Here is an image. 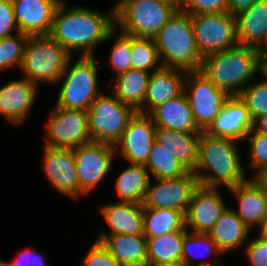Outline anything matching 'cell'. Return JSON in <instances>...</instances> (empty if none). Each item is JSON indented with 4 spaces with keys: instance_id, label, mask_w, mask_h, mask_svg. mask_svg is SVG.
I'll return each instance as SVG.
<instances>
[{
    "instance_id": "obj_17",
    "label": "cell",
    "mask_w": 267,
    "mask_h": 266,
    "mask_svg": "<svg viewBox=\"0 0 267 266\" xmlns=\"http://www.w3.org/2000/svg\"><path fill=\"white\" fill-rule=\"evenodd\" d=\"M155 129L156 125L148 115L137 112L115 144V149L120 145V153L129 163L145 165L154 142Z\"/></svg>"
},
{
    "instance_id": "obj_15",
    "label": "cell",
    "mask_w": 267,
    "mask_h": 266,
    "mask_svg": "<svg viewBox=\"0 0 267 266\" xmlns=\"http://www.w3.org/2000/svg\"><path fill=\"white\" fill-rule=\"evenodd\" d=\"M226 208L217 188L198 185L185 213L186 228L209 233Z\"/></svg>"
},
{
    "instance_id": "obj_31",
    "label": "cell",
    "mask_w": 267,
    "mask_h": 266,
    "mask_svg": "<svg viewBox=\"0 0 267 266\" xmlns=\"http://www.w3.org/2000/svg\"><path fill=\"white\" fill-rule=\"evenodd\" d=\"M144 236L153 238L169 232L188 230L185 214L170 208L143 209Z\"/></svg>"
},
{
    "instance_id": "obj_23",
    "label": "cell",
    "mask_w": 267,
    "mask_h": 266,
    "mask_svg": "<svg viewBox=\"0 0 267 266\" xmlns=\"http://www.w3.org/2000/svg\"><path fill=\"white\" fill-rule=\"evenodd\" d=\"M121 266H147V238L143 235H108L101 232L97 237Z\"/></svg>"
},
{
    "instance_id": "obj_48",
    "label": "cell",
    "mask_w": 267,
    "mask_h": 266,
    "mask_svg": "<svg viewBox=\"0 0 267 266\" xmlns=\"http://www.w3.org/2000/svg\"><path fill=\"white\" fill-rule=\"evenodd\" d=\"M260 232L258 233L261 238L267 240V218L262 222V224L259 226Z\"/></svg>"
},
{
    "instance_id": "obj_19",
    "label": "cell",
    "mask_w": 267,
    "mask_h": 266,
    "mask_svg": "<svg viewBox=\"0 0 267 266\" xmlns=\"http://www.w3.org/2000/svg\"><path fill=\"white\" fill-rule=\"evenodd\" d=\"M235 19L238 45L267 50V0H257Z\"/></svg>"
},
{
    "instance_id": "obj_41",
    "label": "cell",
    "mask_w": 267,
    "mask_h": 266,
    "mask_svg": "<svg viewBox=\"0 0 267 266\" xmlns=\"http://www.w3.org/2000/svg\"><path fill=\"white\" fill-rule=\"evenodd\" d=\"M13 29L18 31L12 0H0V39L12 35Z\"/></svg>"
},
{
    "instance_id": "obj_49",
    "label": "cell",
    "mask_w": 267,
    "mask_h": 266,
    "mask_svg": "<svg viewBox=\"0 0 267 266\" xmlns=\"http://www.w3.org/2000/svg\"><path fill=\"white\" fill-rule=\"evenodd\" d=\"M160 1H164L173 5L177 10H180L184 3V0H160Z\"/></svg>"
},
{
    "instance_id": "obj_14",
    "label": "cell",
    "mask_w": 267,
    "mask_h": 266,
    "mask_svg": "<svg viewBox=\"0 0 267 266\" xmlns=\"http://www.w3.org/2000/svg\"><path fill=\"white\" fill-rule=\"evenodd\" d=\"M43 169L48 180L60 193L78 198V176L73 149L44 147Z\"/></svg>"
},
{
    "instance_id": "obj_46",
    "label": "cell",
    "mask_w": 267,
    "mask_h": 266,
    "mask_svg": "<svg viewBox=\"0 0 267 266\" xmlns=\"http://www.w3.org/2000/svg\"><path fill=\"white\" fill-rule=\"evenodd\" d=\"M258 125V127H257ZM253 129L258 132L267 135V115L261 116L253 122Z\"/></svg>"
},
{
    "instance_id": "obj_6",
    "label": "cell",
    "mask_w": 267,
    "mask_h": 266,
    "mask_svg": "<svg viewBox=\"0 0 267 266\" xmlns=\"http://www.w3.org/2000/svg\"><path fill=\"white\" fill-rule=\"evenodd\" d=\"M114 9L115 27L137 38H154L177 10L160 0H119Z\"/></svg>"
},
{
    "instance_id": "obj_3",
    "label": "cell",
    "mask_w": 267,
    "mask_h": 266,
    "mask_svg": "<svg viewBox=\"0 0 267 266\" xmlns=\"http://www.w3.org/2000/svg\"><path fill=\"white\" fill-rule=\"evenodd\" d=\"M261 50L237 45L203 58L200 72L228 96H239L242 85L259 71Z\"/></svg>"
},
{
    "instance_id": "obj_39",
    "label": "cell",
    "mask_w": 267,
    "mask_h": 266,
    "mask_svg": "<svg viewBox=\"0 0 267 266\" xmlns=\"http://www.w3.org/2000/svg\"><path fill=\"white\" fill-rule=\"evenodd\" d=\"M181 10L190 15L227 13V0H184Z\"/></svg>"
},
{
    "instance_id": "obj_33",
    "label": "cell",
    "mask_w": 267,
    "mask_h": 266,
    "mask_svg": "<svg viewBox=\"0 0 267 266\" xmlns=\"http://www.w3.org/2000/svg\"><path fill=\"white\" fill-rule=\"evenodd\" d=\"M131 68L149 72L162 67L153 38L132 37ZM159 63V64H158Z\"/></svg>"
},
{
    "instance_id": "obj_35",
    "label": "cell",
    "mask_w": 267,
    "mask_h": 266,
    "mask_svg": "<svg viewBox=\"0 0 267 266\" xmlns=\"http://www.w3.org/2000/svg\"><path fill=\"white\" fill-rule=\"evenodd\" d=\"M16 35L17 38L10 35L0 39V70L21 65L24 47L29 36L19 31Z\"/></svg>"
},
{
    "instance_id": "obj_4",
    "label": "cell",
    "mask_w": 267,
    "mask_h": 266,
    "mask_svg": "<svg viewBox=\"0 0 267 266\" xmlns=\"http://www.w3.org/2000/svg\"><path fill=\"white\" fill-rule=\"evenodd\" d=\"M153 39L162 67L200 71L203 58L195 43L189 13L176 10Z\"/></svg>"
},
{
    "instance_id": "obj_13",
    "label": "cell",
    "mask_w": 267,
    "mask_h": 266,
    "mask_svg": "<svg viewBox=\"0 0 267 266\" xmlns=\"http://www.w3.org/2000/svg\"><path fill=\"white\" fill-rule=\"evenodd\" d=\"M158 184L151 187L149 181L145 198L142 202L144 209L170 208L186 213L194 190L199 181L194 172L171 179H158Z\"/></svg>"
},
{
    "instance_id": "obj_24",
    "label": "cell",
    "mask_w": 267,
    "mask_h": 266,
    "mask_svg": "<svg viewBox=\"0 0 267 266\" xmlns=\"http://www.w3.org/2000/svg\"><path fill=\"white\" fill-rule=\"evenodd\" d=\"M201 133H186L156 127L154 141L166 149L189 172H194L198 162V142Z\"/></svg>"
},
{
    "instance_id": "obj_5",
    "label": "cell",
    "mask_w": 267,
    "mask_h": 266,
    "mask_svg": "<svg viewBox=\"0 0 267 266\" xmlns=\"http://www.w3.org/2000/svg\"><path fill=\"white\" fill-rule=\"evenodd\" d=\"M71 54L49 35L29 36L24 47L20 68L27 80L34 84L40 81L57 82Z\"/></svg>"
},
{
    "instance_id": "obj_42",
    "label": "cell",
    "mask_w": 267,
    "mask_h": 266,
    "mask_svg": "<svg viewBox=\"0 0 267 266\" xmlns=\"http://www.w3.org/2000/svg\"><path fill=\"white\" fill-rule=\"evenodd\" d=\"M246 250L252 266H267V240L258 236L248 244Z\"/></svg>"
},
{
    "instance_id": "obj_9",
    "label": "cell",
    "mask_w": 267,
    "mask_h": 266,
    "mask_svg": "<svg viewBox=\"0 0 267 266\" xmlns=\"http://www.w3.org/2000/svg\"><path fill=\"white\" fill-rule=\"evenodd\" d=\"M195 43L201 57L238 45L235 16L227 13L191 15Z\"/></svg>"
},
{
    "instance_id": "obj_47",
    "label": "cell",
    "mask_w": 267,
    "mask_h": 266,
    "mask_svg": "<svg viewBox=\"0 0 267 266\" xmlns=\"http://www.w3.org/2000/svg\"><path fill=\"white\" fill-rule=\"evenodd\" d=\"M259 72L265 76L264 81L267 82V50L261 51L259 59Z\"/></svg>"
},
{
    "instance_id": "obj_38",
    "label": "cell",
    "mask_w": 267,
    "mask_h": 266,
    "mask_svg": "<svg viewBox=\"0 0 267 266\" xmlns=\"http://www.w3.org/2000/svg\"><path fill=\"white\" fill-rule=\"evenodd\" d=\"M253 135L249 138L251 159L250 164L256 171L259 172L261 169L267 166V135L258 133L252 129L249 134Z\"/></svg>"
},
{
    "instance_id": "obj_22",
    "label": "cell",
    "mask_w": 267,
    "mask_h": 266,
    "mask_svg": "<svg viewBox=\"0 0 267 266\" xmlns=\"http://www.w3.org/2000/svg\"><path fill=\"white\" fill-rule=\"evenodd\" d=\"M148 116L156 127L186 133H202L197 126L189 101L184 92L168 102L155 107Z\"/></svg>"
},
{
    "instance_id": "obj_29",
    "label": "cell",
    "mask_w": 267,
    "mask_h": 266,
    "mask_svg": "<svg viewBox=\"0 0 267 266\" xmlns=\"http://www.w3.org/2000/svg\"><path fill=\"white\" fill-rule=\"evenodd\" d=\"M187 231L179 230L147 238L148 265L182 263L183 238Z\"/></svg>"
},
{
    "instance_id": "obj_51",
    "label": "cell",
    "mask_w": 267,
    "mask_h": 266,
    "mask_svg": "<svg viewBox=\"0 0 267 266\" xmlns=\"http://www.w3.org/2000/svg\"><path fill=\"white\" fill-rule=\"evenodd\" d=\"M0 266H9L8 262H4L0 260Z\"/></svg>"
},
{
    "instance_id": "obj_28",
    "label": "cell",
    "mask_w": 267,
    "mask_h": 266,
    "mask_svg": "<svg viewBox=\"0 0 267 266\" xmlns=\"http://www.w3.org/2000/svg\"><path fill=\"white\" fill-rule=\"evenodd\" d=\"M152 72L131 68L125 73L116 75L113 87L114 96L121 103L133 107L138 113L142 114V105Z\"/></svg>"
},
{
    "instance_id": "obj_30",
    "label": "cell",
    "mask_w": 267,
    "mask_h": 266,
    "mask_svg": "<svg viewBox=\"0 0 267 266\" xmlns=\"http://www.w3.org/2000/svg\"><path fill=\"white\" fill-rule=\"evenodd\" d=\"M150 176L142 164H132L118 175L115 182L121 202L142 203L148 188Z\"/></svg>"
},
{
    "instance_id": "obj_25",
    "label": "cell",
    "mask_w": 267,
    "mask_h": 266,
    "mask_svg": "<svg viewBox=\"0 0 267 266\" xmlns=\"http://www.w3.org/2000/svg\"><path fill=\"white\" fill-rule=\"evenodd\" d=\"M239 200V210L237 216L248 226L256 224L259 227L267 218V195L262 188L253 180L247 179L245 182L229 188Z\"/></svg>"
},
{
    "instance_id": "obj_11",
    "label": "cell",
    "mask_w": 267,
    "mask_h": 266,
    "mask_svg": "<svg viewBox=\"0 0 267 266\" xmlns=\"http://www.w3.org/2000/svg\"><path fill=\"white\" fill-rule=\"evenodd\" d=\"M50 114L45 146L73 149L92 141L86 110L66 109L56 105Z\"/></svg>"
},
{
    "instance_id": "obj_7",
    "label": "cell",
    "mask_w": 267,
    "mask_h": 266,
    "mask_svg": "<svg viewBox=\"0 0 267 266\" xmlns=\"http://www.w3.org/2000/svg\"><path fill=\"white\" fill-rule=\"evenodd\" d=\"M136 113L133 107L121 103L114 95L100 94L87 110L92 141L115 146Z\"/></svg>"
},
{
    "instance_id": "obj_37",
    "label": "cell",
    "mask_w": 267,
    "mask_h": 266,
    "mask_svg": "<svg viewBox=\"0 0 267 266\" xmlns=\"http://www.w3.org/2000/svg\"><path fill=\"white\" fill-rule=\"evenodd\" d=\"M132 36L120 33L114 42L110 55V64L117 75L131 69Z\"/></svg>"
},
{
    "instance_id": "obj_8",
    "label": "cell",
    "mask_w": 267,
    "mask_h": 266,
    "mask_svg": "<svg viewBox=\"0 0 267 266\" xmlns=\"http://www.w3.org/2000/svg\"><path fill=\"white\" fill-rule=\"evenodd\" d=\"M70 62L71 58L60 77V80L64 76L66 78L59 91L56 105L66 109L87 111L91 103L101 94L97 90V65L95 58L94 56H81L69 68Z\"/></svg>"
},
{
    "instance_id": "obj_27",
    "label": "cell",
    "mask_w": 267,
    "mask_h": 266,
    "mask_svg": "<svg viewBox=\"0 0 267 266\" xmlns=\"http://www.w3.org/2000/svg\"><path fill=\"white\" fill-rule=\"evenodd\" d=\"M208 234L223 254L242 245L248 237L249 228L236 211L227 207Z\"/></svg>"
},
{
    "instance_id": "obj_10",
    "label": "cell",
    "mask_w": 267,
    "mask_h": 266,
    "mask_svg": "<svg viewBox=\"0 0 267 266\" xmlns=\"http://www.w3.org/2000/svg\"><path fill=\"white\" fill-rule=\"evenodd\" d=\"M184 94L189 101L194 120L202 131H205L218 116L224 102L229 97L200 71L187 72Z\"/></svg>"
},
{
    "instance_id": "obj_12",
    "label": "cell",
    "mask_w": 267,
    "mask_h": 266,
    "mask_svg": "<svg viewBox=\"0 0 267 266\" xmlns=\"http://www.w3.org/2000/svg\"><path fill=\"white\" fill-rule=\"evenodd\" d=\"M115 151L114 145L94 141L73 148L78 188L83 194L90 192L107 175Z\"/></svg>"
},
{
    "instance_id": "obj_34",
    "label": "cell",
    "mask_w": 267,
    "mask_h": 266,
    "mask_svg": "<svg viewBox=\"0 0 267 266\" xmlns=\"http://www.w3.org/2000/svg\"><path fill=\"white\" fill-rule=\"evenodd\" d=\"M244 87L239 97L246 104L254 122L259 117L267 115V82L262 80Z\"/></svg>"
},
{
    "instance_id": "obj_21",
    "label": "cell",
    "mask_w": 267,
    "mask_h": 266,
    "mask_svg": "<svg viewBox=\"0 0 267 266\" xmlns=\"http://www.w3.org/2000/svg\"><path fill=\"white\" fill-rule=\"evenodd\" d=\"M37 86L23 78L18 81L11 80L0 87V115L13 124L23 122L33 106Z\"/></svg>"
},
{
    "instance_id": "obj_26",
    "label": "cell",
    "mask_w": 267,
    "mask_h": 266,
    "mask_svg": "<svg viewBox=\"0 0 267 266\" xmlns=\"http://www.w3.org/2000/svg\"><path fill=\"white\" fill-rule=\"evenodd\" d=\"M142 203L119 202L101 207L102 215L110 226L111 234L143 235Z\"/></svg>"
},
{
    "instance_id": "obj_1",
    "label": "cell",
    "mask_w": 267,
    "mask_h": 266,
    "mask_svg": "<svg viewBox=\"0 0 267 266\" xmlns=\"http://www.w3.org/2000/svg\"><path fill=\"white\" fill-rule=\"evenodd\" d=\"M65 6L64 1L59 3L48 35L70 54L79 50L81 56H93L94 46L110 40L117 31L115 9L111 17L83 6L64 11Z\"/></svg>"
},
{
    "instance_id": "obj_20",
    "label": "cell",
    "mask_w": 267,
    "mask_h": 266,
    "mask_svg": "<svg viewBox=\"0 0 267 266\" xmlns=\"http://www.w3.org/2000/svg\"><path fill=\"white\" fill-rule=\"evenodd\" d=\"M186 74L184 70L169 67L153 71L143 101L148 108L142 114L148 115L155 107L180 96L184 92Z\"/></svg>"
},
{
    "instance_id": "obj_18",
    "label": "cell",
    "mask_w": 267,
    "mask_h": 266,
    "mask_svg": "<svg viewBox=\"0 0 267 266\" xmlns=\"http://www.w3.org/2000/svg\"><path fill=\"white\" fill-rule=\"evenodd\" d=\"M62 0H12L18 31L28 36L48 35Z\"/></svg>"
},
{
    "instance_id": "obj_36",
    "label": "cell",
    "mask_w": 267,
    "mask_h": 266,
    "mask_svg": "<svg viewBox=\"0 0 267 266\" xmlns=\"http://www.w3.org/2000/svg\"><path fill=\"white\" fill-rule=\"evenodd\" d=\"M193 247L199 249L207 248L204 254L202 250L199 252L200 254L198 255L201 258H203L205 255L208 256L209 253L213 252V250L214 252L219 253L220 255L222 254L217 244L212 240L208 233L193 232L191 235H189L188 232H186L183 238L182 249V264L184 266H191V257H196V255L192 254L191 249H193Z\"/></svg>"
},
{
    "instance_id": "obj_45",
    "label": "cell",
    "mask_w": 267,
    "mask_h": 266,
    "mask_svg": "<svg viewBox=\"0 0 267 266\" xmlns=\"http://www.w3.org/2000/svg\"><path fill=\"white\" fill-rule=\"evenodd\" d=\"M267 195V166L256 172V176L253 179Z\"/></svg>"
},
{
    "instance_id": "obj_16",
    "label": "cell",
    "mask_w": 267,
    "mask_h": 266,
    "mask_svg": "<svg viewBox=\"0 0 267 266\" xmlns=\"http://www.w3.org/2000/svg\"><path fill=\"white\" fill-rule=\"evenodd\" d=\"M252 129L253 121L244 101L239 96H229L218 116L204 132L212 137L238 141L246 140Z\"/></svg>"
},
{
    "instance_id": "obj_32",
    "label": "cell",
    "mask_w": 267,
    "mask_h": 266,
    "mask_svg": "<svg viewBox=\"0 0 267 266\" xmlns=\"http://www.w3.org/2000/svg\"><path fill=\"white\" fill-rule=\"evenodd\" d=\"M144 166L157 180L177 178L189 172L172 154L155 141Z\"/></svg>"
},
{
    "instance_id": "obj_43",
    "label": "cell",
    "mask_w": 267,
    "mask_h": 266,
    "mask_svg": "<svg viewBox=\"0 0 267 266\" xmlns=\"http://www.w3.org/2000/svg\"><path fill=\"white\" fill-rule=\"evenodd\" d=\"M30 261V263L25 264L23 261L25 260ZM9 266H44V260L39 255V253H36L34 250H28L23 251L21 254H19V257L15 262H8Z\"/></svg>"
},
{
    "instance_id": "obj_40",
    "label": "cell",
    "mask_w": 267,
    "mask_h": 266,
    "mask_svg": "<svg viewBox=\"0 0 267 266\" xmlns=\"http://www.w3.org/2000/svg\"><path fill=\"white\" fill-rule=\"evenodd\" d=\"M83 266H121L100 241H95L84 258Z\"/></svg>"
},
{
    "instance_id": "obj_44",
    "label": "cell",
    "mask_w": 267,
    "mask_h": 266,
    "mask_svg": "<svg viewBox=\"0 0 267 266\" xmlns=\"http://www.w3.org/2000/svg\"><path fill=\"white\" fill-rule=\"evenodd\" d=\"M257 0H227L228 13L235 16L238 13L248 9Z\"/></svg>"
},
{
    "instance_id": "obj_50",
    "label": "cell",
    "mask_w": 267,
    "mask_h": 266,
    "mask_svg": "<svg viewBox=\"0 0 267 266\" xmlns=\"http://www.w3.org/2000/svg\"><path fill=\"white\" fill-rule=\"evenodd\" d=\"M147 266H184L182 263L153 264Z\"/></svg>"
},
{
    "instance_id": "obj_2",
    "label": "cell",
    "mask_w": 267,
    "mask_h": 266,
    "mask_svg": "<svg viewBox=\"0 0 267 266\" xmlns=\"http://www.w3.org/2000/svg\"><path fill=\"white\" fill-rule=\"evenodd\" d=\"M235 140L212 137L204 131L198 142V162L194 171L199 185L215 187L224 184L227 189L245 182L243 166ZM209 170L212 174L199 172Z\"/></svg>"
}]
</instances>
